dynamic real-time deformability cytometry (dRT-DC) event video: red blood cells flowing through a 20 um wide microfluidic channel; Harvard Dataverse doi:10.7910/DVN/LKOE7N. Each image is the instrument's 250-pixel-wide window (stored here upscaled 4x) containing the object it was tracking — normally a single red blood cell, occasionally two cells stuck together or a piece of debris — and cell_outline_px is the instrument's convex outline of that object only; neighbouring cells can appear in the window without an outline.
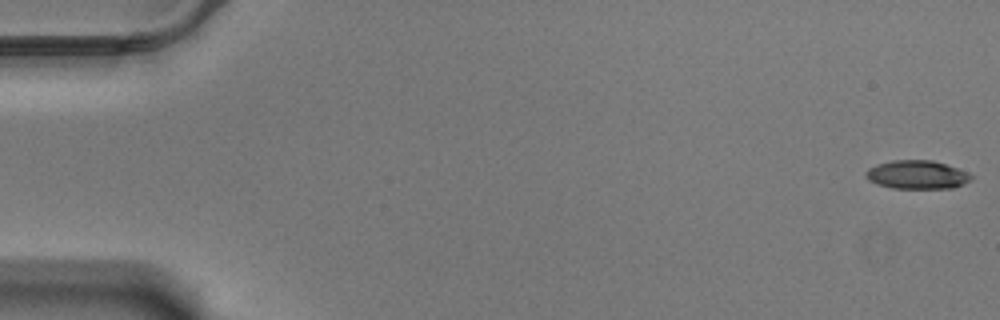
{"species": "Egyptian fruit bat (a non-hibernating species)", "species_latin": "Rousettus aegyptiacus", "temperature_condition": "warm", "stored_images_in_passage": 59, "camera_frame_rate_fps": 3000, "um_per_image_px": 0.085, "animal": {"sex": "male"}, "frame": {"image": 1, "passage_image": 1, "time_ms": 0.0, "image_size_px": [1000, 320], "cell_outline_px": [[972, 180], [964, 184], [952, 188], [892, 188], [876, 184], [868, 180], [864, 176], [864, 172], [868, 168], [876, 164], [892, 160], [932, 160], [968, 172], [972, 176]], "centroid_in_image_um": [77.91, 14.85], "position_along_channel_um": 7.1, "area_um2": 17.63}}
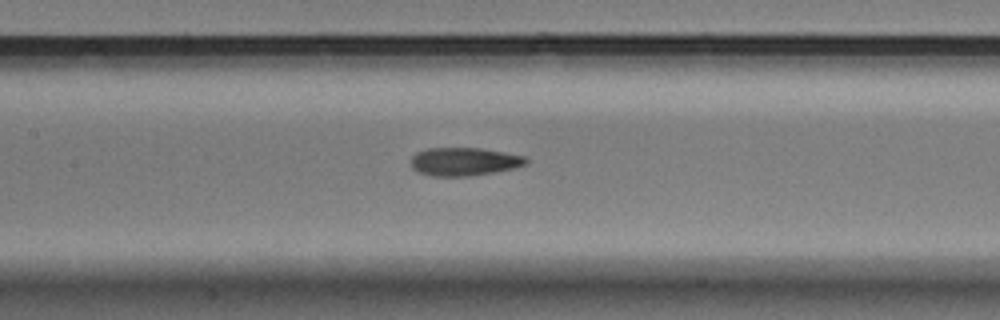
{"frame": {"image": 2, "passage_image": 28, "time_ms": 9.0, "image_size_px": [1000, 320], "cell_outline_px": [[528, 164], [516, 168], [496, 172], [468, 176], [432, 176], [416, 172], [412, 168], [412, 156], [416, 152], [428, 148], [480, 148], [504, 152], [524, 156], [528, 160]], "centroid_in_image_um": [39.46, 13.74], "position_along_channel_um": 167.9, "area_um2": 19.07}}
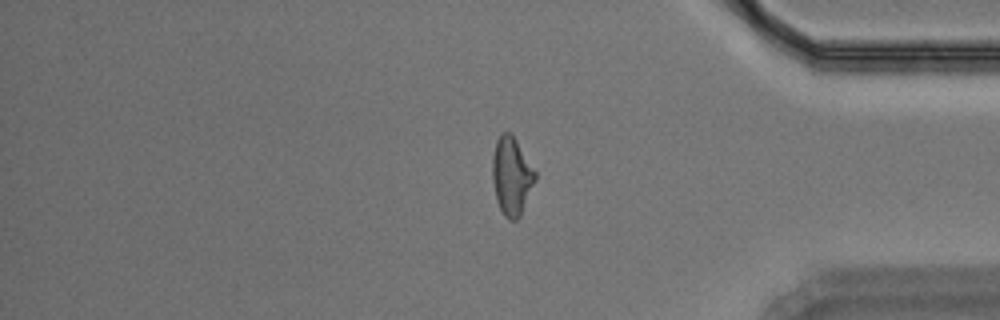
{"frame": {"image": 3, "passage_image": 49, "time_ms": 16.0, "image_size_px": [1000, 320], "cell_outline_px": [[536, 180], [520, 216], [516, 220], [508, 220], [504, 216], [496, 200], [492, 180], [492, 156], [496, 140], [500, 132], [508, 132], [516, 140], [536, 172]], "centroid_in_image_um": [43.47, 14.97], "position_along_channel_um": 391.7, "area_um2": 19.48}, "authors_computed_cell_mechanics": {"area_um2": 19.0162, "velocity_mm_per_s": 3.4831, "shape_relaxation_time_tau1_ms": null, "shape_relaxation_time_tau2_ms": 2.7147, "deformation_change_tau1": null, "deformation_change_tau2": 0.1168}}